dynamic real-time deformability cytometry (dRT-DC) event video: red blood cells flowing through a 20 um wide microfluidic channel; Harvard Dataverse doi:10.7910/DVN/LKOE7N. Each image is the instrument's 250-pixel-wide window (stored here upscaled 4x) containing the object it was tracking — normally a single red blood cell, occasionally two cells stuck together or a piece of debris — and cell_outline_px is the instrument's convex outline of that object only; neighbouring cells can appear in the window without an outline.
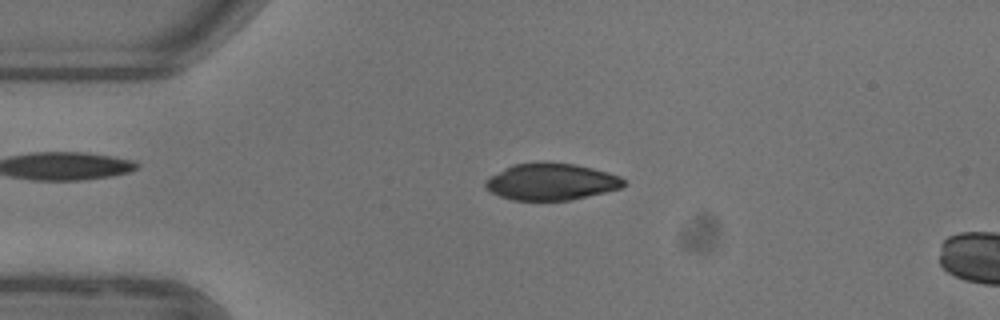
{"species": "common noctule bat (a hibernating species)", "species_latin": "Nyctalus noctula", "temperature_condition": "warm", "stored_images_in_passage": 51, "camera_frame_rate_fps": 3000, "um_per_image_px": 0.085, "animal": {"sex": "female"}, "frame": {"image": 1, "passage_image": 11, "time_ms": 3.333, "image_size_px": [1000, 320], "cell_outline_px": [[628, 184], [620, 188], [572, 200], [512, 200], [500, 196], [484, 188], [484, 180], [504, 168], [512, 164], [572, 164], [592, 168], [608, 172], [620, 176]], "centroid_in_image_um": [46.85, 15.48], "position_along_channel_um": 38.2, "area_um2": 29.13}}
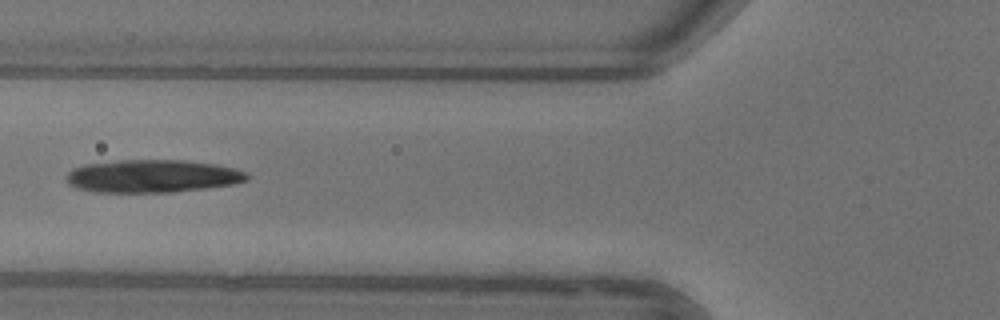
{"frame": {"image": 2, "passage_image": 19, "time_ms": 6.0, "image_size_px": [1000, 320], "cell_outline_px": [[248, 180], [232, 184], [204, 188], [172, 192], [96, 192], [76, 188], [68, 184], [68, 172], [72, 168], [84, 164], [120, 160], [184, 160], [216, 164], [248, 172]], "centroid_in_image_um": [12.94, 14.97], "position_along_channel_um": 112.9, "area_um2": 34.51}}
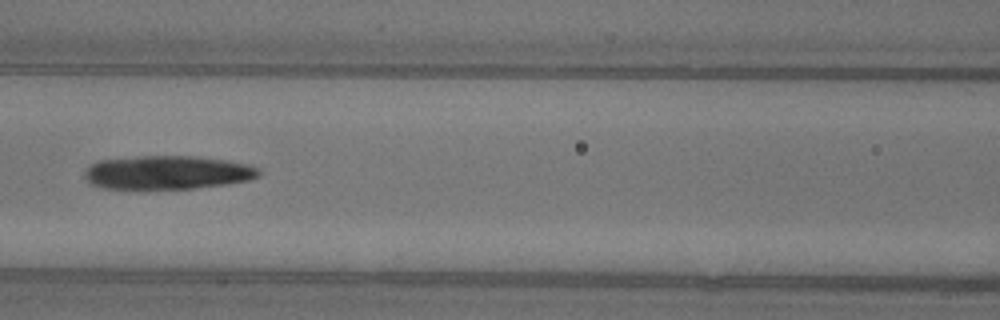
{"frame": {"image": 3, "passage_image": 22, "time_ms": 7.0, "image_size_px": [1000, 320], "cell_outline_px": [[260, 176], [248, 180], [228, 184], [192, 188], [144, 192], [140, 192], [104, 188], [88, 184], [84, 176], [84, 172], [92, 164], [100, 160], [136, 156], [196, 156], [228, 160], [252, 164], [260, 168]], "centroid_in_image_um": [14.2, 14.7], "position_along_channel_um": 152.4, "area_um2": 35.66}}